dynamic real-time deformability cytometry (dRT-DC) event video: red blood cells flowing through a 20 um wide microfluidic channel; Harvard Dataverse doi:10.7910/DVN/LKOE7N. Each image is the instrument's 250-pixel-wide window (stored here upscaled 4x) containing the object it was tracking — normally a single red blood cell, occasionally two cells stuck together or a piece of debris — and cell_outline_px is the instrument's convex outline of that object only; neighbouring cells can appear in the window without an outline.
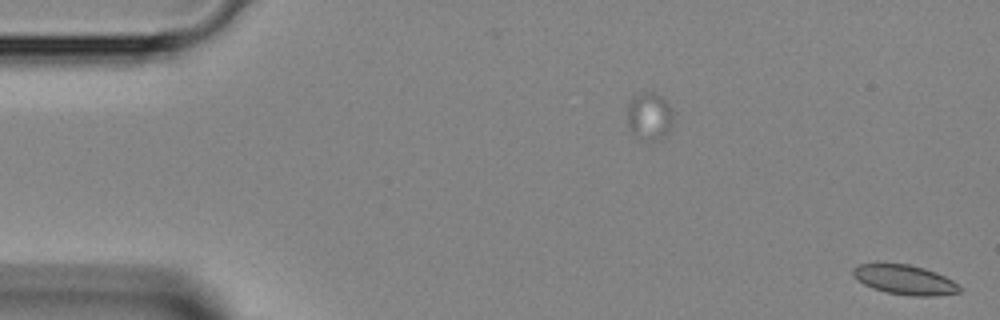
{"species": "Egyptian fruit bat (a non-hibernating species)", "species_latin": "Rousettus aegyptiacus", "temperature_condition": "room temperature", "stored_images_in_passage": 7, "segment_of_instrument_passage": [2, 2], "camera_frame_rate_fps": 3000, "um_per_image_px": 0.085, "animal": {"sex": "female"}, "frame": {"image": 1, "passage_image": 7, "time_ms": 2.0, "image_size_px": [1000, 320], "cell_outline_px": [[960, 292], [932, 296], [912, 296], [884, 292], [872, 288], [864, 284], [852, 276], [852, 268], [860, 264], [908, 264], [924, 268], [936, 272], [952, 280], [960, 288]], "centroid_in_image_um": [76.87, 23.78], "position_along_channel_um": 8.1, "area_um2": 18.26}}